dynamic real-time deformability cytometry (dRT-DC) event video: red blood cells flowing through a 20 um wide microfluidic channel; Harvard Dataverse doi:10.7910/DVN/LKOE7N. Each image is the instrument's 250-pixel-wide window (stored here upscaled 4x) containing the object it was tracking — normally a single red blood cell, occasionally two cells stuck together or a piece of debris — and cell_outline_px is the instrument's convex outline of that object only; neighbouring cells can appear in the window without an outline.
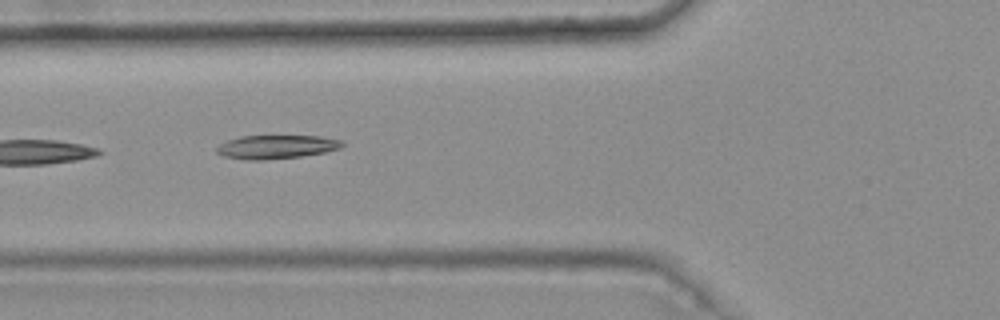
{"species": "common noctule bat (a hibernating species)", "species_latin": "Nyctalus noctula", "temperature_condition": "warm", "stored_images_in_passage": 5, "camera_frame_rate_fps": 3000, "um_per_image_px": 0.085, "animal": {"sex": "female", "body_mass_g": 25.1}, "frame": {"image": 1, "passage_image": 4, "time_ms": 1.0, "image_size_px": [1000, 320], "cell_outline_px": [[344, 144], [340, 148], [324, 152], [300, 156], [264, 160], [248, 160], [224, 156], [216, 152], [216, 148], [220, 144], [228, 140], [240, 136], [320, 136], [344, 140]], "centroid_in_image_um": [23.5, 12.48], "position_along_channel_um": 102.3, "area_um2": 17.22}}